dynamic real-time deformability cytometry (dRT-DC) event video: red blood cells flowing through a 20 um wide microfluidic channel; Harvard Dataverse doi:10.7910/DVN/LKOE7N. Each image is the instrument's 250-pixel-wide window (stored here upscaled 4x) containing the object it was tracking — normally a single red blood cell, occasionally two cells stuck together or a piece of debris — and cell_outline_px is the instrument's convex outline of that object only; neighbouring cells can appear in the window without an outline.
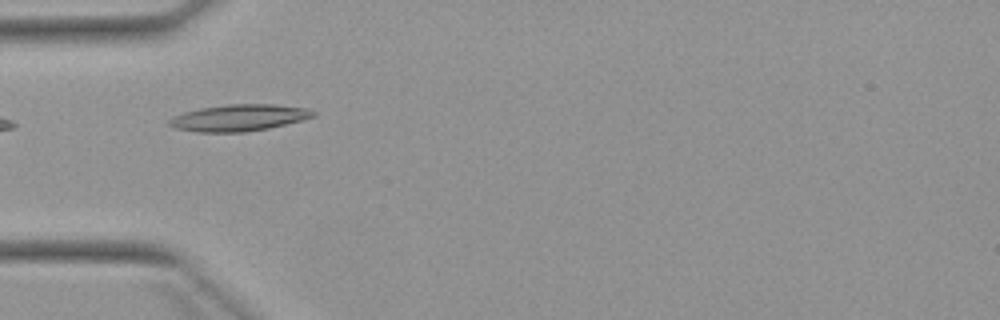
{"species": "Egyptian fruit bat (a non-hibernating species)", "species_latin": "Rousettus aegyptiacus", "temperature_condition": "warm", "stored_images_in_passage": 6, "camera_frame_rate_fps": 3000, "um_per_image_px": 0.085, "animal": {"sex": "female"}, "frame": {"image": 1, "passage_image": 5, "time_ms": 5.0, "image_size_px": [1000, 320], "cell_outline_px": [[316, 116], [304, 120], [268, 128], [244, 132], [196, 132], [176, 128], [168, 124], [168, 120], [172, 116], [184, 112], [200, 108], [228, 104], [272, 104], [308, 108], [316, 112]], "centroid_in_image_um": [20.33, 10.0], "position_along_channel_um": 64.7, "area_um2": 22.43}}
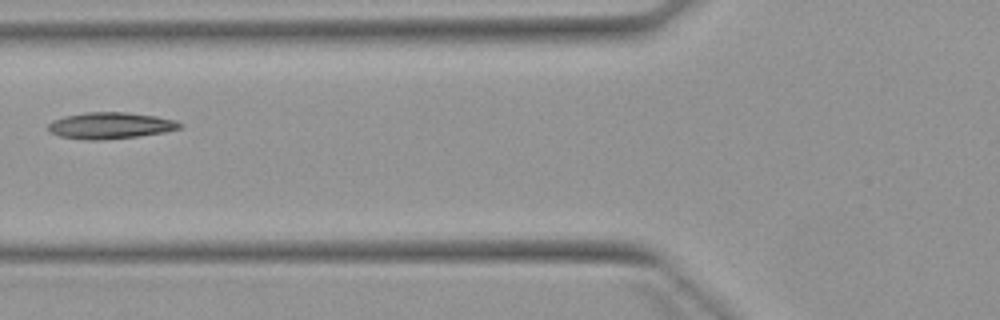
{"frame": {"image": 2, "passage_image": 6, "time_ms": 6.333, "image_size_px": [1000, 320], "cell_outline_px": [[184, 124], [180, 128], [164, 132], [136, 136], [104, 140], [84, 140], [60, 136], [48, 132], [48, 124], [52, 120], [64, 116], [84, 112], [128, 112], [156, 116], [176, 120]], "centroid_in_image_um": [9.36, 10.67], "position_along_channel_um": 116.4, "area_um2": 20.46}}